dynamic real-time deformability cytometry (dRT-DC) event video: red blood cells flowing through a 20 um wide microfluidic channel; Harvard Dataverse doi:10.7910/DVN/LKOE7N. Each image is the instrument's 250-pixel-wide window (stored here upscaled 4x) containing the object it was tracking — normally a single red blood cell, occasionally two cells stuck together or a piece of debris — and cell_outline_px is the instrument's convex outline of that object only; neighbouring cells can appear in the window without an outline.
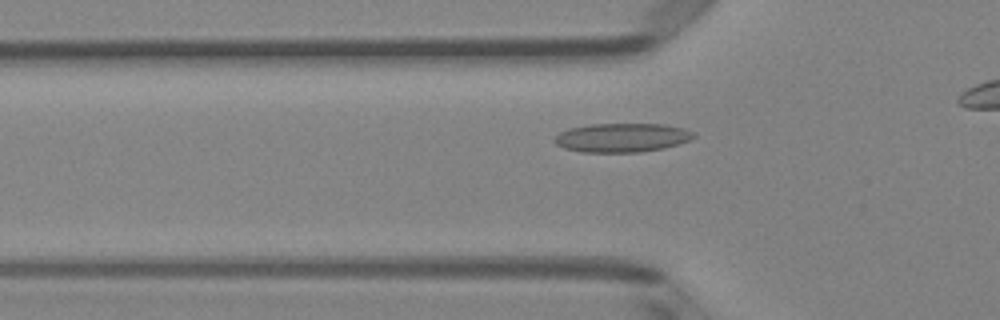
{"species": "Egyptian fruit bat (a non-hibernating species)", "species_latin": "Rousettus aegyptiacus", "temperature_condition": "room temperature", "stored_images_in_passage": 35, "camera_frame_rate_fps": 3000, "um_per_image_px": 0.085, "animal": {"sex": "female"}, "frame": {"image": 1, "passage_image": 10, "time_ms": 3.0, "image_size_px": [1000, 320], "cell_outline_px": [[696, 136], [692, 140], [664, 148], [640, 152], [580, 152], [564, 148], [556, 144], [552, 140], [560, 132], [568, 128], [588, 124], [664, 124], [684, 128], [692, 132]], "centroid_in_image_um": [52.86, 11.7], "position_along_channel_um": 72.9, "area_um2": 23.64}}
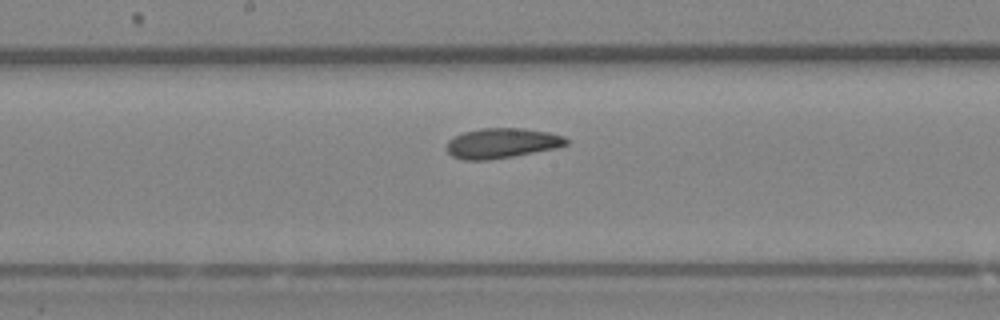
{"frame": {"image": 2, "passage_image": 20, "time_ms": 6.333, "image_size_px": [1000, 320], "cell_outline_px": [[568, 144], [556, 148], [512, 156], [488, 160], [464, 160], [452, 156], [448, 152], [448, 140], [464, 132], [480, 128], [520, 128], [548, 132], [564, 136], [568, 140]], "centroid_in_image_um": [42.67, 12.17], "position_along_channel_um": 205.5, "area_um2": 20.75}}
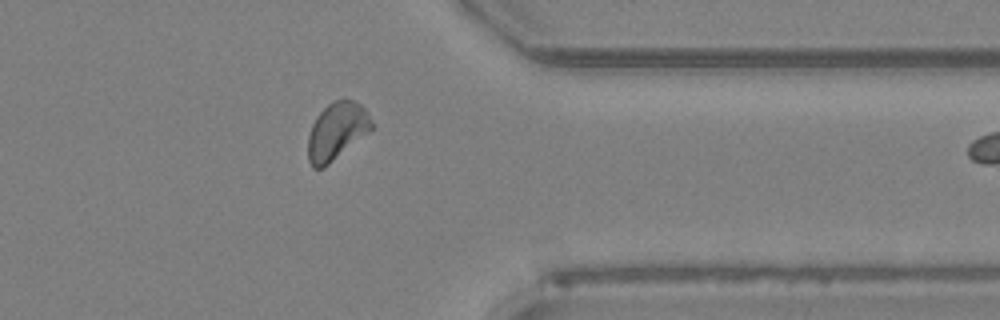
{"frame": {"image": 3, "passage_image": 34, "time_ms": 11.0, "image_size_px": [1000, 320], "cell_outline_px": [[372, 128], [324, 168], [312, 168], [308, 160], [308, 136], [312, 124], [316, 116], [332, 100], [352, 100], [360, 104], [364, 108], [372, 124]], "centroid_in_image_um": [28.57, 11.15], "position_along_channel_um": 382.8, "area_um2": 20.81}}